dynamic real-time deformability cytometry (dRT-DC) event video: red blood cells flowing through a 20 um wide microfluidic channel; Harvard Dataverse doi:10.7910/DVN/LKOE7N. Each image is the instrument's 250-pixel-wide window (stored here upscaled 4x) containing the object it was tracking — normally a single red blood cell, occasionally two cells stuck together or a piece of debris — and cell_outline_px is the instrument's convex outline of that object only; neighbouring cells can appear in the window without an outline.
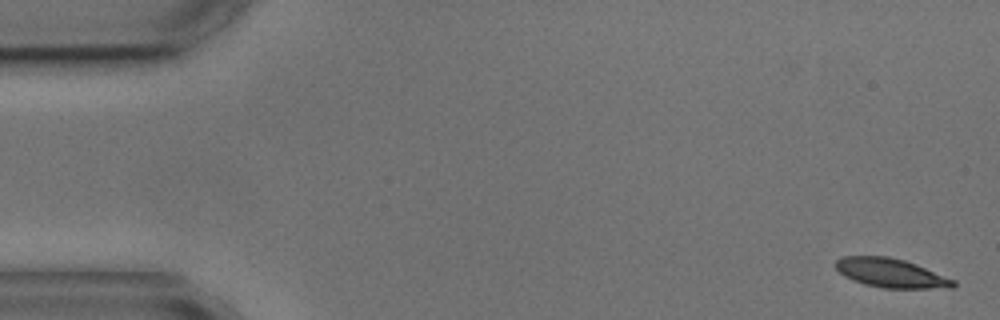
{"species": "common noctule bat (a hibernating species)", "species_latin": "Nyctalus noctula", "temperature_condition": "cold", "stored_images_in_passage": 6, "camera_frame_rate_fps": 3000, "um_per_image_px": 0.085, "animal": {"sex": "male", "body_mass_g": 17.9, "forearm_length_mm": 54.2}, "frame": {"image": 1, "passage_image": 1, "time_ms": 0.0, "image_size_px": [1000, 320], "cell_outline_px": [[956, 284], [952, 288], [884, 288], [864, 284], [852, 280], [844, 276], [836, 268], [836, 260], [844, 256], [888, 256], [904, 260], [916, 264], [956, 280]], "centroid_in_image_um": [75.74, 23.21], "position_along_channel_um": 9.3, "area_um2": 19.88}}
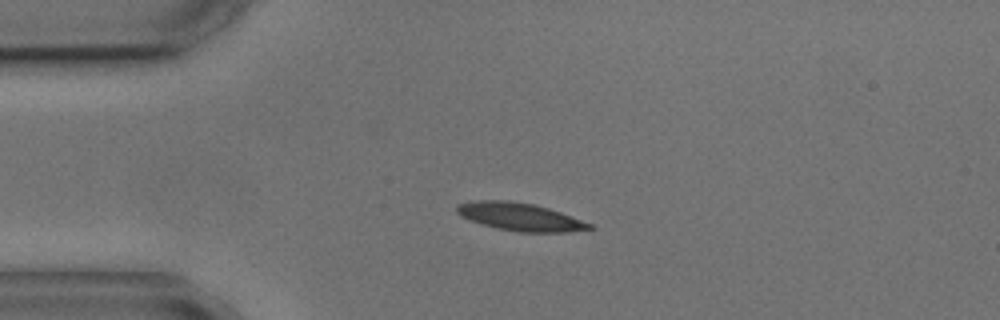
{"frame": {"image": 2, "passage_image": 4, "time_ms": 3.667, "image_size_px": [1000, 320], "cell_outline_px": [[596, 228], [568, 232], [516, 232], [496, 228], [480, 224], [468, 220], [460, 216], [456, 212], [456, 204], [476, 200], [508, 200], [536, 204], [560, 212], [592, 224]], "centroid_in_image_um": [44.16, 18.43], "position_along_channel_um": 40.8, "area_um2": 21.79}}